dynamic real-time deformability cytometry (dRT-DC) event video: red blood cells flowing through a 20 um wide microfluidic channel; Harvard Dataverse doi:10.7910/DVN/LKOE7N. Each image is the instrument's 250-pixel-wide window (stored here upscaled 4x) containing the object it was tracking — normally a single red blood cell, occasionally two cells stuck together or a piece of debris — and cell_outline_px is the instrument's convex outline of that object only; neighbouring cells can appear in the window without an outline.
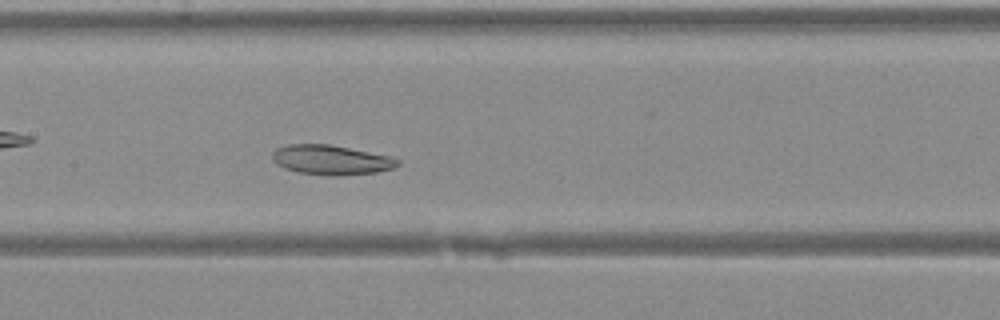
{"species": "Egyptian fruit bat (a non-hibernating species)", "species_latin": "Rousettus aegyptiacus", "temperature_condition": "warm", "stored_images_in_passage": 45, "segment_of_instrument_passage": [1, 2], "camera_frame_rate_fps": 3000, "um_per_image_px": 0.085, "animal": {"sex": "female"}, "frame": {"image": 1, "passage_image": 23, "time_ms": 7.333, "image_size_px": [1000, 320], "cell_outline_px": [[400, 164], [392, 168], [376, 172], [340, 176], [328, 176], [300, 172], [284, 168], [276, 164], [272, 160], [272, 152], [276, 148], [288, 144], [328, 144], [392, 156], [400, 160]], "centroid_in_image_um": [28.14, 13.59], "position_along_channel_um": 179.3, "area_um2": 21.79}}
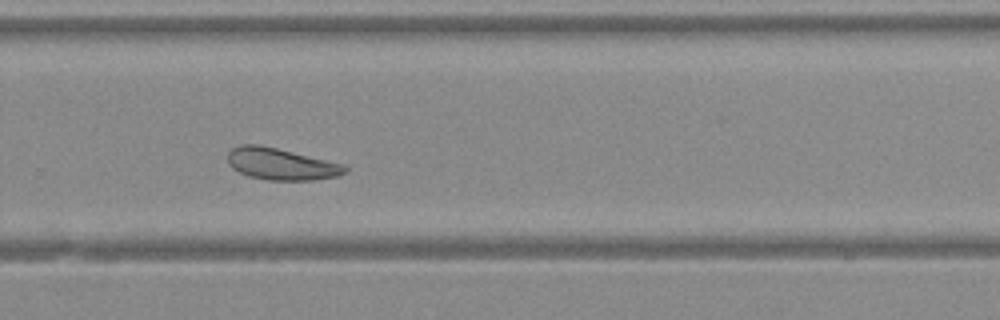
{"frame": {"image": 2, "passage_image": 31, "time_ms": 10.0, "image_size_px": [1000, 320], "cell_outline_px": [[348, 172], [336, 176], [312, 180], [268, 180], [248, 176], [232, 168], [228, 164], [228, 152], [232, 148], [240, 144], [260, 144], [344, 164], [348, 168]], "centroid_in_image_um": [23.88, 13.94], "position_along_channel_um": 305.9, "area_um2": 21.73}}
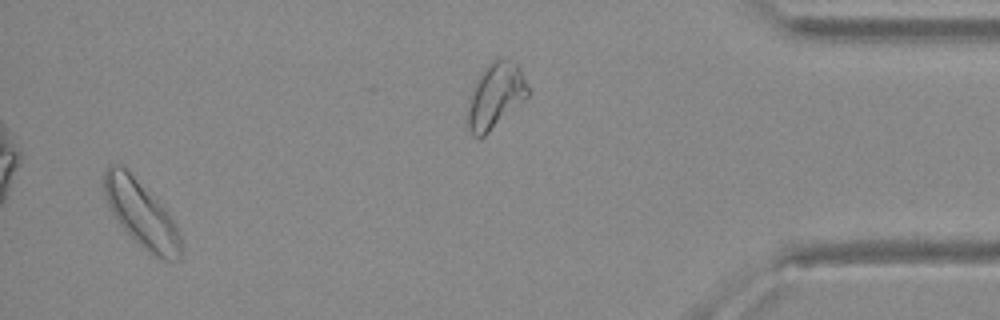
{"frame": {"image": 3, "passage_image": 43, "time_ms": 14.0, "image_size_px": [1000, 320], "cell_outline_px": [[180, 260], [164, 260], [148, 252], [120, 224], [112, 212], [104, 196], [104, 172], [108, 164], [124, 164], [176, 224], [180, 236]], "centroid_in_image_um": [11.97, 18.14], "position_along_channel_um": 423.2, "area_um2": 28.84}}